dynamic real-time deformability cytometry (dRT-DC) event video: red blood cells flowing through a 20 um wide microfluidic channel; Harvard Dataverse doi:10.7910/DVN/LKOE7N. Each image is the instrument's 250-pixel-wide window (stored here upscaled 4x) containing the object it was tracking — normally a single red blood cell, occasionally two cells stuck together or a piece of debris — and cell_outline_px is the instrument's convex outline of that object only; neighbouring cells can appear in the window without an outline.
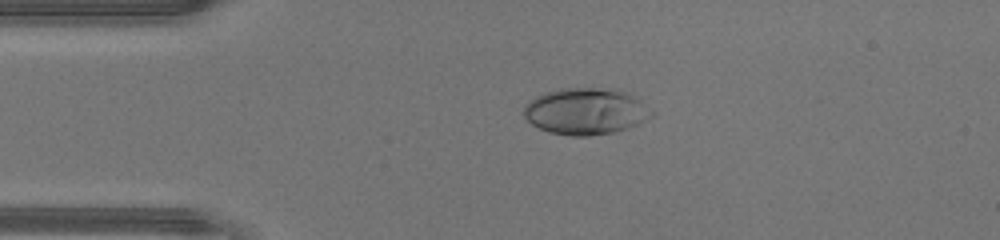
{"species": "human", "species_latin": "Homo sapiens", "temperature_condition": "warm", "stored_images_in_passage": 35, "camera_frame_rate_fps": 3000, "um_per_image_px": 0.085, "donor": {"sex": "male"}, "frame": {"image": 1, "passage_image": 1, "time_ms": 0.0, "image_size_px": [1000, 240], "cell_outline_px": [[656, 116], [628, 128], [612, 132], [588, 136], [572, 136], [548, 132], [532, 124], [524, 116], [524, 104], [528, 100], [544, 92], [560, 88], [620, 88], [632, 92], [656, 112]], "centroid_in_image_um": [49.86, 9.43], "position_along_channel_um": 35.1, "area_um2": 35.55}}
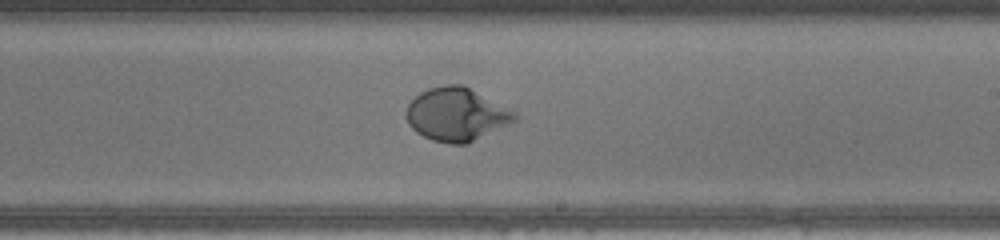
{"frame": {"image": 2, "passage_image": 17, "time_ms": 5.333, "image_size_px": [1000, 240], "cell_outline_px": [[520, 116], [516, 120], [468, 144], [448, 144], [432, 140], [416, 132], [408, 124], [404, 112], [408, 104], [420, 92], [428, 88], [444, 84], [464, 84], [516, 112]], "centroid_in_image_um": [38.79, 9.72], "position_along_channel_um": 250.2, "area_um2": 33.93}}
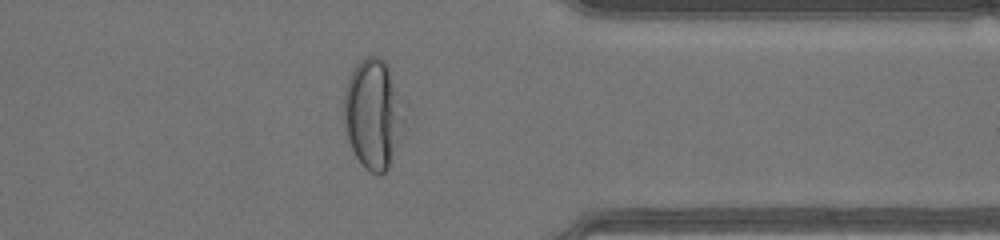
{"frame": {"image": 3, "passage_image": 26, "time_ms": 8.333, "image_size_px": [1000, 240], "cell_outline_px": [[404, 120], [388, 168], [380, 176], [376, 176], [368, 172], [360, 164], [348, 140], [344, 128], [344, 92], [348, 76], [356, 64], [364, 56], [380, 56], [388, 64], [404, 100]], "centroid_in_image_um": [31.71, 9.64], "position_along_channel_um": 379.7, "area_um2": 39.13}}